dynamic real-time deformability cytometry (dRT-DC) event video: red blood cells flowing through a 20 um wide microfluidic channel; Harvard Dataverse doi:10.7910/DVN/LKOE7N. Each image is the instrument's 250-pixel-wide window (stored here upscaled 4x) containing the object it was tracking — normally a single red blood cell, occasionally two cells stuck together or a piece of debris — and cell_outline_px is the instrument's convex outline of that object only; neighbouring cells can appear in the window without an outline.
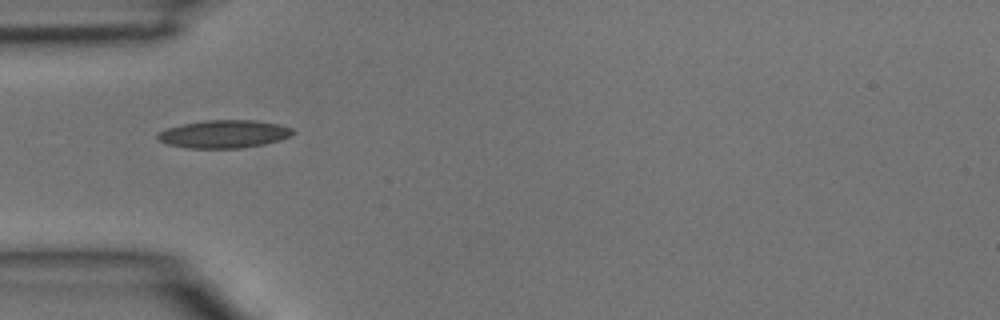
{"species": "common noctule bat (a hibernating species)", "species_latin": "Nyctalus noctula", "temperature_condition": "room temperature", "stored_images_in_passage": 4, "camera_frame_rate_fps": 3000, "um_per_image_px": 0.085, "animal": {"sex": "male", "body_mass_g": 15.6}, "frame": {"image": 1, "passage_image": 4, "time_ms": 1.0, "image_size_px": [1000, 320], "cell_outline_px": [[296, 132], [280, 140], [264, 144], [240, 148], [188, 148], [168, 144], [156, 140], [156, 132], [168, 128], [184, 124], [204, 120], [256, 120], [276, 124], [292, 128]], "centroid_in_image_um": [19.0, 11.39], "position_along_channel_um": 66.0, "area_um2": 21.96}}